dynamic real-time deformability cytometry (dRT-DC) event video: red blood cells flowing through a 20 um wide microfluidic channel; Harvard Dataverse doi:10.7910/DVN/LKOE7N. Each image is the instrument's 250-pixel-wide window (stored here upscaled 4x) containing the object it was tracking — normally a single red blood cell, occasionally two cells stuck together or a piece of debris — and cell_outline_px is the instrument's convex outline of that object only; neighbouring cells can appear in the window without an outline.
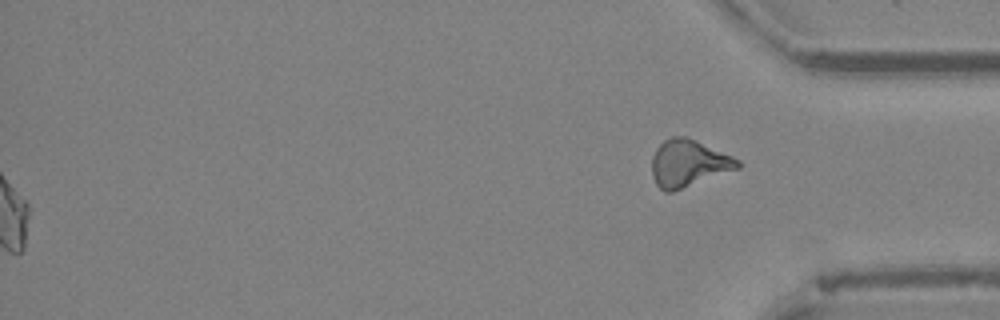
{"species": "Egyptian fruit bat (a non-hibernating species)", "species_latin": "Rousettus aegyptiacus", "temperature_condition": "cold", "stored_images_in_passage": 53, "segment_of_instrument_passage": [2, 2], "camera_frame_rate_fps": 3000, "um_per_image_px": 0.085, "animal": {"sex": "female"}, "frame": {"image": 1, "passage_image": 53, "time_ms": 17.333, "image_size_px": [1000, 320], "cell_outline_px": [[740, 168], [672, 192], [664, 192], [656, 184], [652, 176], [652, 156], [656, 148], [664, 140], [672, 136], [684, 136], [696, 140], [732, 156], [740, 160]], "centroid_in_image_um": [58.5, 13.88], "position_along_channel_um": 376.7, "area_um2": 23.52}}